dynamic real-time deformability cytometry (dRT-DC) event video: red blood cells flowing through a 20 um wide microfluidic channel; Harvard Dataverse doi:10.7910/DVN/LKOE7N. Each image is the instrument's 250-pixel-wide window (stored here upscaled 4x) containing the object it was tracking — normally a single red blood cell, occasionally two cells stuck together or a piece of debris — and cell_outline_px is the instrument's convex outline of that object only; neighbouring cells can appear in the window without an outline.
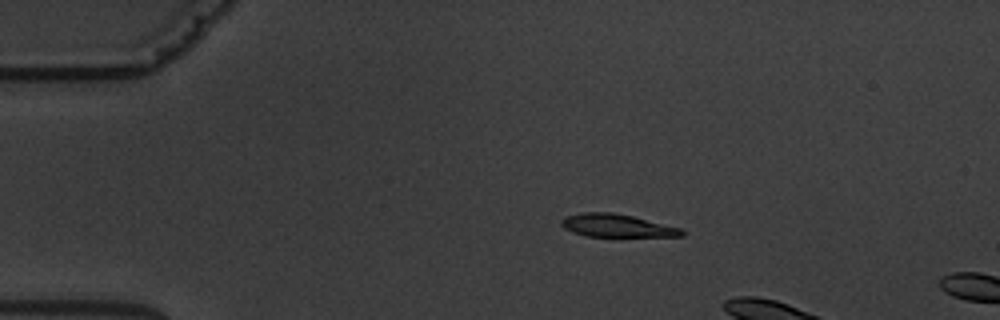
{"species": "common noctule bat (a hibernating species)", "species_latin": "Nyctalus noctula", "temperature_condition": "warm", "stored_images_in_passage": 5, "camera_frame_rate_fps": 3000, "um_per_image_px": 0.085, "animal": {"sex": "male", "body_mass_g": 19.5, "forearm_length_mm": 54.6}, "frame": {"image": 1, "passage_image": 4, "time_ms": 3.667, "image_size_px": [1000, 320], "cell_outline_px": [[684, 236], [584, 236], [572, 232], [564, 228], [560, 224], [560, 220], [564, 216], [580, 212], [612, 212], [632, 216], [680, 228], [684, 232]], "centroid_in_image_um": [52.34, 19.17], "position_along_channel_um": 32.7, "area_um2": 16.01}}